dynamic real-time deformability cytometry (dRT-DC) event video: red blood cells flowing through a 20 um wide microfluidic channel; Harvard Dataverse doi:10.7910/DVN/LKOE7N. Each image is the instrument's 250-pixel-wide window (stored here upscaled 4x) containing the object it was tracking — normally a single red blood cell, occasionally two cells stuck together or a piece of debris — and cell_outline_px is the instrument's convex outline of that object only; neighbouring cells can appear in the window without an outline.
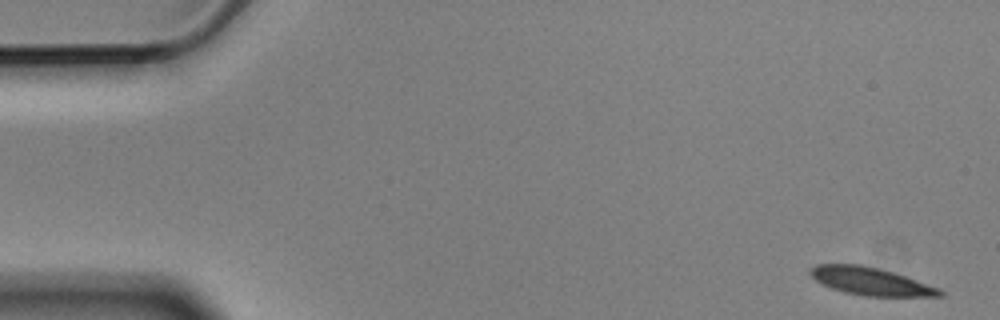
{"species": "Egyptian fruit bat (a non-hibernating species)", "species_latin": "Rousettus aegyptiacus", "temperature_condition": "cold", "stored_images_in_passage": 4, "camera_frame_rate_fps": 3000, "um_per_image_px": 0.085, "animal": {"sex": "male"}, "frame": {"image": 1, "passage_image": 1, "time_ms": 0.0, "image_size_px": [1000, 320], "cell_outline_px": [[944, 296], [864, 296], [844, 292], [832, 288], [816, 280], [808, 272], [808, 268], [816, 264], [860, 264], [892, 272], [940, 288], [944, 292]], "centroid_in_image_um": [73.98, 23.91], "position_along_channel_um": 11.0, "area_um2": 20.75}}
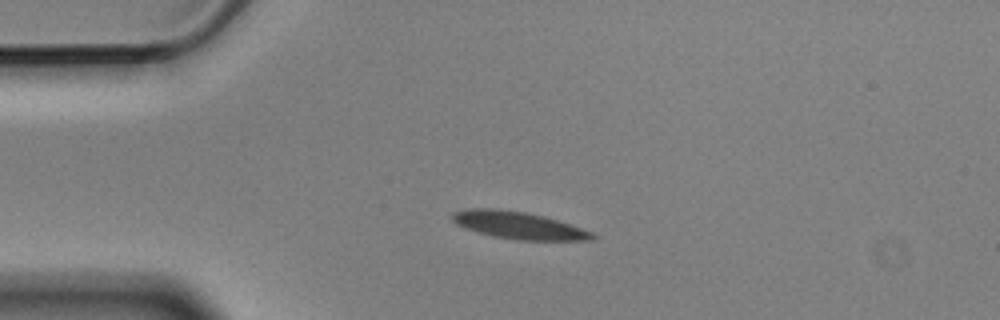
{"frame": {"image": 2, "passage_image": 4, "time_ms": 1.0, "image_size_px": [1000, 320], "cell_outline_px": [[596, 236], [592, 240], [516, 240], [492, 236], [456, 224], [452, 220], [452, 212], [472, 208], [496, 208], [524, 212], [556, 220], [592, 232]], "centroid_in_image_um": [44.04, 19.15], "position_along_channel_um": 41.0, "area_um2": 21.79}}